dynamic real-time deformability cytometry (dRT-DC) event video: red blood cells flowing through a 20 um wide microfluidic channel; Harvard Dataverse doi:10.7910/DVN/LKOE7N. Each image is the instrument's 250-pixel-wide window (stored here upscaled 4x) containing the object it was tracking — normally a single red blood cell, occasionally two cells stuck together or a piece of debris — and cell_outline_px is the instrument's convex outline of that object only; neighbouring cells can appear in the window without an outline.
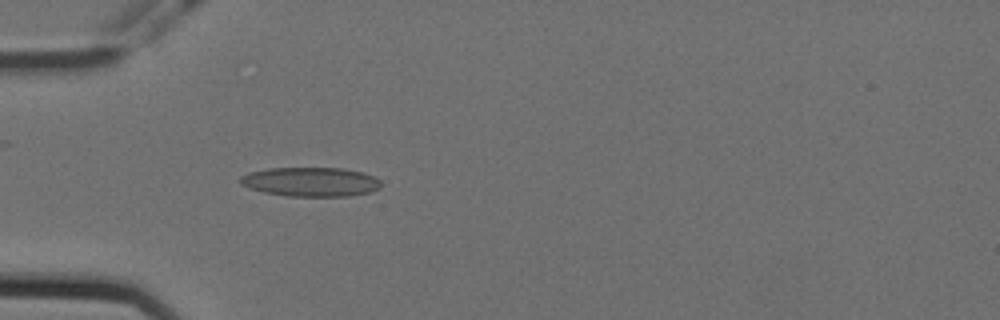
{"species": "Egyptian fruit bat (a non-hibernating species)", "species_latin": "Rousettus aegyptiacus", "temperature_condition": "cold", "stored_images_in_passage": 41, "camera_frame_rate_fps": 3000, "um_per_image_px": 0.085, "animal": {"sex": "female"}, "frame": {"image": 1, "passage_image": 5, "time_ms": 1.333, "image_size_px": [1000, 320], "cell_outline_px": [[380, 188], [372, 192], [348, 196], [288, 196], [264, 192], [240, 184], [240, 176], [248, 172], [268, 168], [340, 168], [364, 172], [380, 180]], "centroid_in_image_um": [26.42, 15.45], "position_along_channel_um": 58.6, "area_um2": 23.99}}
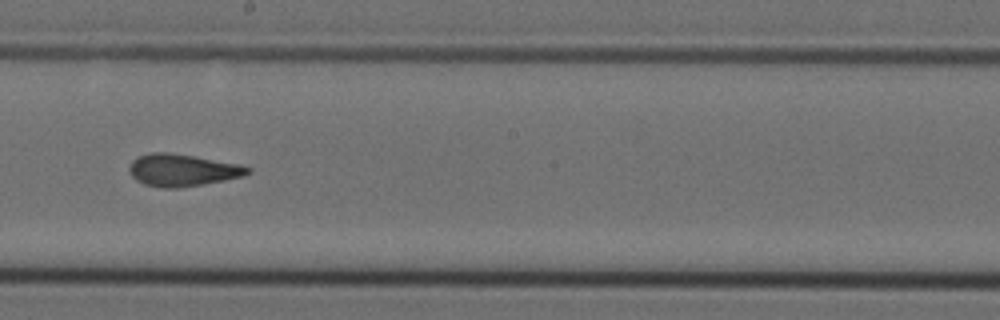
{"frame": {"image": 2, "passage_image": 20, "time_ms": 6.333, "image_size_px": [1000, 320], "cell_outline_px": [[252, 172], [244, 176], [224, 180], [180, 188], [160, 188], [144, 184], [136, 180], [132, 176], [128, 168], [132, 160], [140, 156], [152, 152], [168, 152], [240, 164], [252, 168]], "centroid_in_image_um": [15.51, 14.47], "position_along_channel_um": 232.7, "area_um2": 22.2}}
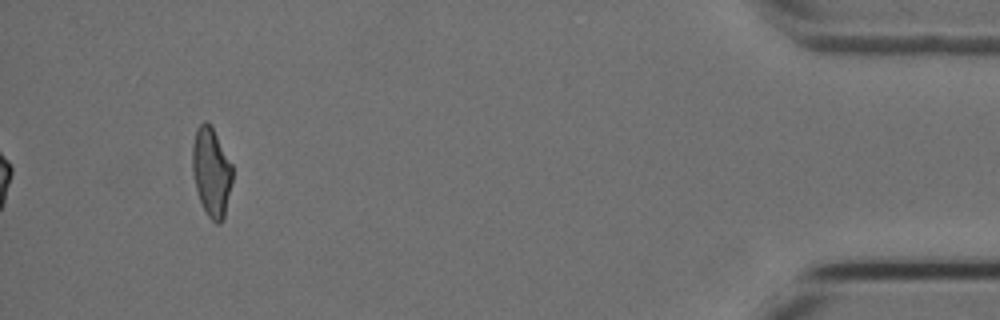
{"frame": {"image": 3, "passage_image": 41, "time_ms": 13.333, "image_size_px": [1000, 320], "cell_outline_px": [[232, 180], [224, 216], [220, 224], [216, 224], [208, 216], [200, 200], [196, 188], [192, 172], [192, 144], [196, 128], [204, 120], [212, 128], [232, 164]], "centroid_in_image_um": [17.95, 14.62], "position_along_channel_um": 417.3, "area_um2": 20.46}, "authors_computed_cell_mechanics": {"area_um2": 21.8484, "velocity_mm_per_s": 3.5737, "shape_relaxation_time_tau1_ms": null, "shape_relaxation_time_tau2_ms": 2.3687, "deformation_change_tau1": null, "deformation_change_tau2": 0.1088}}